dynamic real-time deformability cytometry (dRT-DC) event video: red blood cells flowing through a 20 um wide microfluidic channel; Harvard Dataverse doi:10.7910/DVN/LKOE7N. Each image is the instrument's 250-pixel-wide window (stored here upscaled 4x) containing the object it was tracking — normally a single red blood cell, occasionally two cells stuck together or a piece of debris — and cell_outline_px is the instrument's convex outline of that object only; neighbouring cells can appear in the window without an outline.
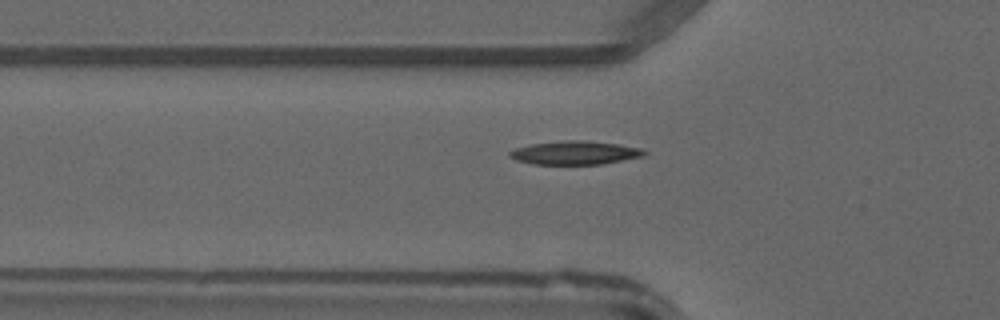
{"species": "common noctule bat (a hibernating species)", "species_latin": "Nyctalus noctula", "temperature_condition": "warm", "stored_images_in_passage": 41, "camera_frame_rate_fps": 3000, "um_per_image_px": 0.085, "animal": {"sex": "male", "forearm_length_mm": 52.5}, "frame": {"image": 1, "passage_image": 11, "time_ms": 3.333, "image_size_px": [1000, 320], "cell_outline_px": [[648, 152], [644, 156], [604, 164], [532, 164], [516, 160], [508, 156], [508, 152], [516, 148], [532, 144], [568, 140], [580, 140], [620, 144], [644, 148]], "centroid_in_image_um": [48.93, 12.99], "position_along_channel_um": 76.9, "area_um2": 18.55}}
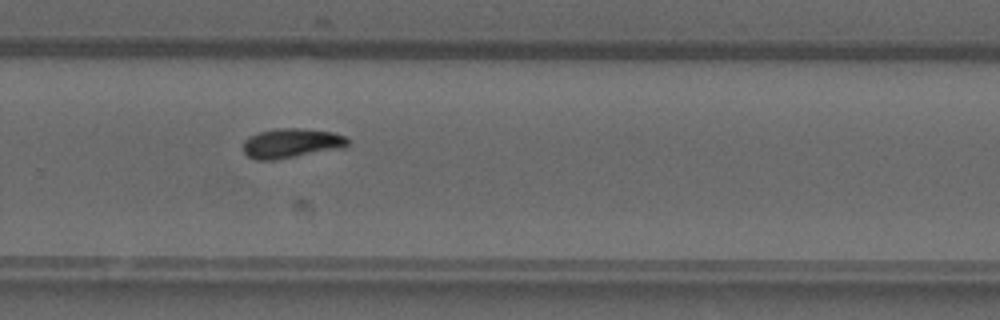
{"frame": {"image": 2, "passage_image": 27, "time_ms": 8.667, "image_size_px": [1000, 320], "cell_outline_px": [[348, 144], [344, 148], [276, 160], [256, 160], [248, 156], [244, 152], [244, 140], [248, 136], [260, 132], [276, 128], [300, 128], [332, 132], [344, 136], [348, 140]], "centroid_in_image_um": [24.76, 12.18], "position_along_channel_um": 305.0, "area_um2": 18.09}}
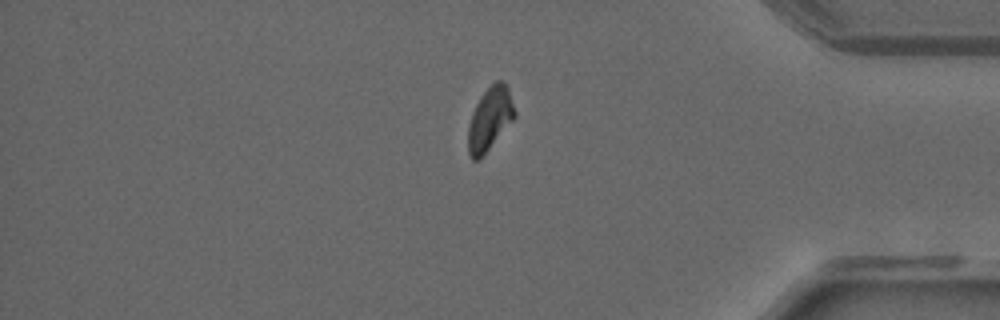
{"frame": {"image": 3, "passage_image": 35, "time_ms": 11.333, "image_size_px": [1000, 320], "cell_outline_px": [[516, 116], [480, 160], [472, 160], [468, 152], [468, 124], [472, 112], [480, 96], [496, 80], [500, 80], [508, 88], [516, 112]], "centroid_in_image_um": [41.62, 10.13], "position_along_channel_um": 393.6, "area_um2": 17.11}}